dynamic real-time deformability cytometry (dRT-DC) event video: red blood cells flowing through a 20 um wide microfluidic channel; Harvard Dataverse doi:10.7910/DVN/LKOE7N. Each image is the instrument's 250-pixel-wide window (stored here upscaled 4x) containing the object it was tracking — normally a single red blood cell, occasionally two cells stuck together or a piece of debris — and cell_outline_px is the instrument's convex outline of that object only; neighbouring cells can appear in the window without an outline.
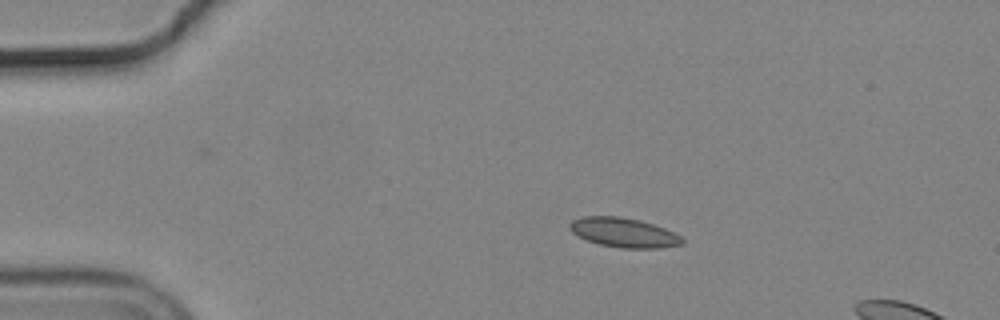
{"species": "common noctule bat (a hibernating species)", "species_latin": "Nyctalus noctula", "temperature_condition": "cold", "stored_images_in_passage": 7, "camera_frame_rate_fps": 3000, "um_per_image_px": 0.085, "animal": {"sex": "male", "body_mass_g": 19.2, "forearm_length_mm": 51.8}, "frame": {"image": 1, "passage_image": 1, "time_ms": 0.0, "image_size_px": [1000, 320], "cell_outline_px": [[684, 244], [660, 248], [620, 248], [600, 244], [584, 240], [572, 232], [568, 228], [568, 224], [572, 220], [584, 216], [620, 216], [640, 220], [664, 228], [680, 236], [684, 240]], "centroid_in_image_um": [52.98, 19.77], "position_along_channel_um": 32.0, "area_um2": 19.42}}